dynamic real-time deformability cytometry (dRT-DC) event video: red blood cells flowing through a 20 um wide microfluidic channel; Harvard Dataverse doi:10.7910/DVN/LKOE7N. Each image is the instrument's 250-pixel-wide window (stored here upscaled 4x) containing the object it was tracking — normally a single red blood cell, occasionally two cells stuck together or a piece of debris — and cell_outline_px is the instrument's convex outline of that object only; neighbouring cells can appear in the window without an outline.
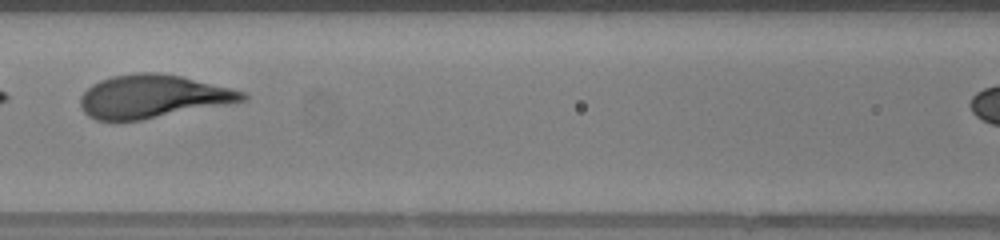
{"species": "human", "species_latin": "Homo sapiens", "temperature_condition": "warm", "stored_images_in_passage": 34, "camera_frame_rate_fps": 3000, "um_per_image_px": 0.085, "donor": {"sex": "female"}, "frame": {"image": 1, "passage_image": 15, "time_ms": 4.667, "image_size_px": [1000, 240], "cell_outline_px": [[248, 100], [228, 104], [140, 120], [96, 120], [88, 116], [84, 112], [80, 104], [80, 96], [92, 84], [100, 80], [112, 76], [140, 72], [156, 72], [180, 76], [244, 92], [248, 96]], "centroid_in_image_um": [12.95, 8.2], "position_along_channel_um": 153.7, "area_um2": 40.34}}